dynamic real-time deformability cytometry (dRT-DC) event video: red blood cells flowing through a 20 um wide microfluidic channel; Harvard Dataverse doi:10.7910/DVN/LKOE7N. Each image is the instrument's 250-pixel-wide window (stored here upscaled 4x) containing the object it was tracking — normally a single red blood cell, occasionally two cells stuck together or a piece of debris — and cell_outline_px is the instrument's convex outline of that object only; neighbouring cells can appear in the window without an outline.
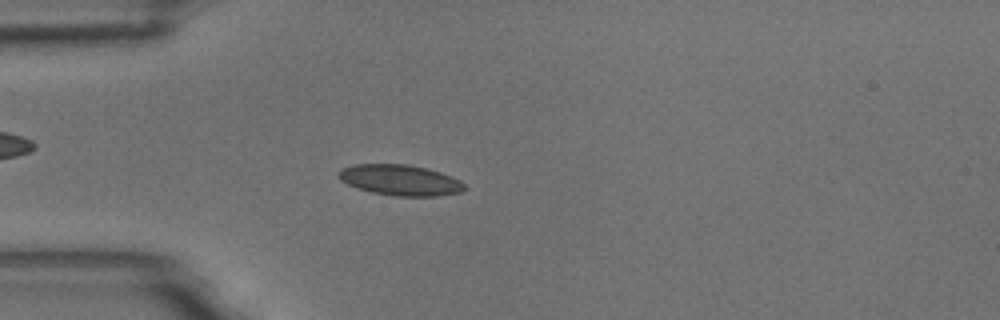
{"species": "common noctule bat (a hibernating species)", "species_latin": "Nyctalus noctula", "temperature_condition": "room temperature", "stored_images_in_passage": 4, "camera_frame_rate_fps": 3000, "um_per_image_px": 0.085, "animal": {"sex": "male", "body_mass_g": 18.8}, "frame": {"image": 1, "passage_image": 3, "time_ms": 0.667, "image_size_px": [1000, 320], "cell_outline_px": [[468, 188], [460, 192], [436, 196], [396, 196], [372, 192], [348, 184], [340, 180], [336, 176], [336, 172], [340, 168], [352, 164], [408, 164], [428, 168], [452, 176], [460, 180]], "centroid_in_image_um": [34.0, 15.29], "position_along_channel_um": 51.0, "area_um2": 22.77}}